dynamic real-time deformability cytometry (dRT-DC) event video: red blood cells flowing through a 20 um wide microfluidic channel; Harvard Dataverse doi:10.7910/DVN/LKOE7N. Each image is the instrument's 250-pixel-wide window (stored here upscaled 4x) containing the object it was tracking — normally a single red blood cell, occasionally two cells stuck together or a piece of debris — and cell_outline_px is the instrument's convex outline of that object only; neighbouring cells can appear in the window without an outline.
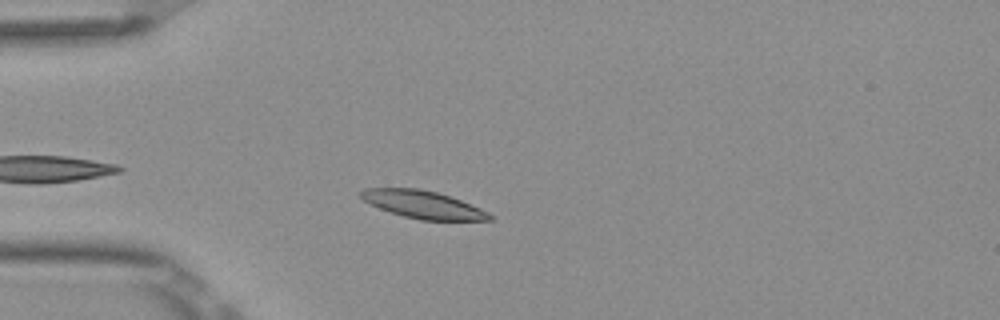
{"species": "Egyptian fruit bat (a non-hibernating species)", "species_latin": "Rousettus aegyptiacus", "temperature_condition": "room temperature", "stored_images_in_passage": 41, "camera_frame_rate_fps": 3000, "um_per_image_px": 0.085, "frame": {"image": 1, "passage_image": 5, "time_ms": 1.333, "image_size_px": [1000, 320], "cell_outline_px": [[496, 216], [492, 220], [420, 220], [404, 216], [380, 208], [364, 200], [356, 192], [364, 188], [420, 188], [436, 192], [460, 200], [480, 208]], "centroid_in_image_um": [35.96, 17.38], "position_along_channel_um": 49.0, "area_um2": 20.63}}
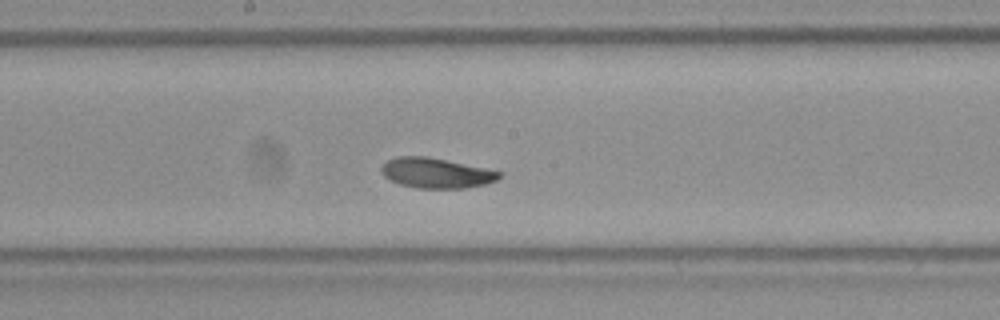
{"frame": {"image": 2, "passage_image": 19, "time_ms": 6.0, "image_size_px": [1000, 320], "cell_outline_px": [[504, 172], [496, 180], [484, 184], [464, 188], [416, 188], [400, 184], [384, 176], [380, 172], [380, 168], [388, 160], [396, 156], [424, 156]], "centroid_in_image_um": [37.04, 14.71], "position_along_channel_um": 211.2, "area_um2": 20.4}}
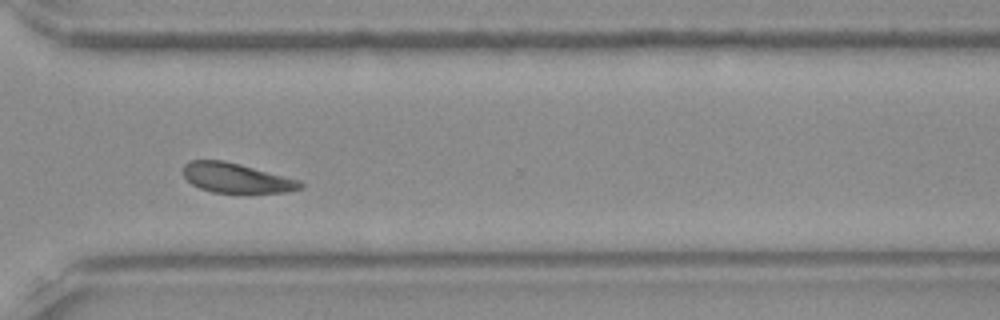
{"frame": {"image": 3, "passage_image": 30, "time_ms": 9.667, "image_size_px": [1000, 320], "cell_outline_px": [[304, 188], [288, 192], [212, 192], [200, 188], [192, 184], [184, 176], [184, 164], [192, 160], [224, 160], [240, 164], [300, 180], [304, 184]], "centroid_in_image_um": [20.12, 15.12], "position_along_channel_um": 350.5, "area_um2": 20.11}, "authors_computed_cell_mechanics": {"area_um2": 20.9236, "velocity_mm_per_s": 3.796, "shape_relaxation_time_tau1_ms": 4.1495, "shape_relaxation_time_tau2_ms": 10.0294, "deformation_change_tau1": 0.1134, "deformation_change_tau2": 0.1485}}